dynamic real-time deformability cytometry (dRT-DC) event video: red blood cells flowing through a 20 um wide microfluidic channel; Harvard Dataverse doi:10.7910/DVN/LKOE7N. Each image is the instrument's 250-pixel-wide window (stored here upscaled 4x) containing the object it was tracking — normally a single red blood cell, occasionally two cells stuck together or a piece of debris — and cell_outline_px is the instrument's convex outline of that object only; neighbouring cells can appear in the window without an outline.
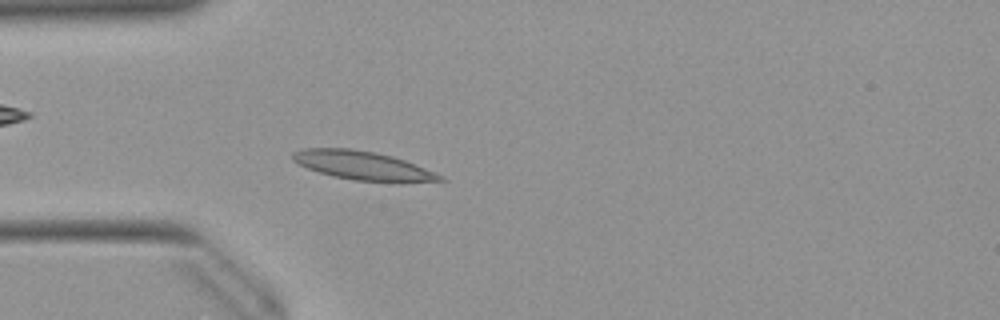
{"species": "Egyptian fruit bat (a non-hibernating species)", "species_latin": "Rousettus aegyptiacus", "temperature_condition": "warm", "stored_images_in_passage": 51, "camera_frame_rate_fps": 3000, "um_per_image_px": 0.085, "animal": {"sex": "female"}, "frame": {"image": 1, "passage_image": 14, "time_ms": 4.333, "image_size_px": [1000, 320], "cell_outline_px": [[448, 180], [400, 184], [392, 184], [352, 180], [332, 176], [308, 168], [292, 160], [292, 152], [304, 148], [352, 148], [376, 152], [392, 156], [404, 160], [436, 172], [444, 176]], "centroid_in_image_um": [30.94, 14.11], "position_along_channel_um": 54.1, "area_um2": 25.43}}
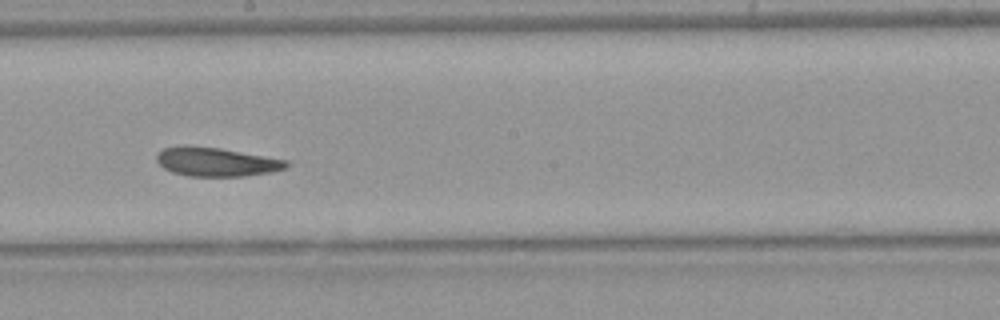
{"frame": {"image": 2, "passage_image": 28, "time_ms": 9.0, "image_size_px": [1000, 320], "cell_outline_px": [[288, 164], [284, 168], [272, 172], [244, 176], [188, 176], [172, 172], [164, 168], [156, 160], [156, 156], [164, 148], [184, 144], [220, 148], [288, 160]], "centroid_in_image_um": [18.36, 13.75], "position_along_channel_um": 229.8, "area_um2": 21.85}}
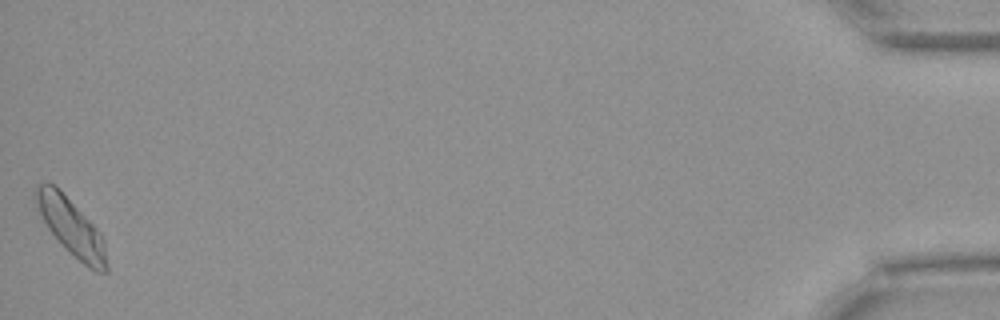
{"frame": {"image": 3, "passage_image": 51, "time_ms": 16.667, "image_size_px": [1000, 320], "cell_outline_px": [[108, 272], [96, 272], [88, 268], [48, 228], [40, 212], [32, 192], [40, 184], [52, 184], [60, 188], [100, 232], [104, 240], [108, 264]], "centroid_in_image_um": [6.1, 19.28], "position_along_channel_um": 429.1, "area_um2": 22.89}, "authors_computed_cell_mechanics": {"area_um2": 22.7154, "velocity_mm_per_s": 3.9009, "shape_relaxation_time_tau1_ms": null, "shape_relaxation_time_tau2_ms": 4.9095, "deformation_change_tau1": null, "deformation_change_tau2": 0.1235}}